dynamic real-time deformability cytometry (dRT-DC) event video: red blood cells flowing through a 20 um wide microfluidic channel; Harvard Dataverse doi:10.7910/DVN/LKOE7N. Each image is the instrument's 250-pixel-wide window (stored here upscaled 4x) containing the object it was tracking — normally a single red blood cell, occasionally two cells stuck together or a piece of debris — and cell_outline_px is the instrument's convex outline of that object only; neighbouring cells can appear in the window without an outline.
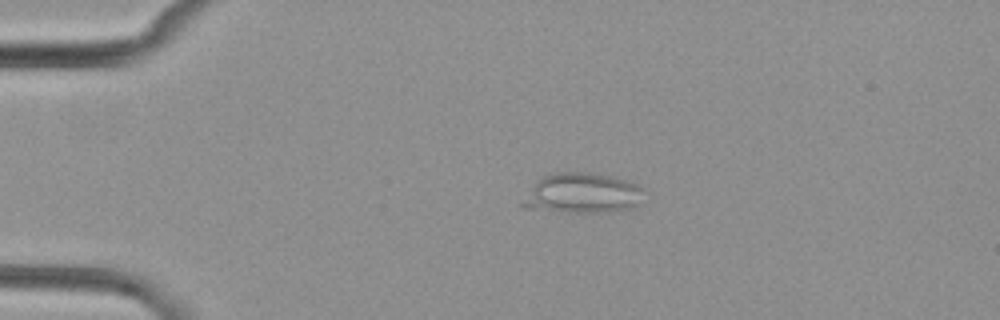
{"species": "common noctule bat (a hibernating species)", "species_latin": "Nyctalus noctula", "temperature_condition": "cold", "stored_images_in_passage": 5, "camera_frame_rate_fps": 3000, "um_per_image_px": 0.085, "animal": {"sex": "female", "body_mass_g": 29.2, "forearm_length_mm": 56.3}, "frame": {"image": 1, "passage_image": 2, "time_ms": 1.333, "image_size_px": [1000, 320], "cell_outline_px": [[644, 188], [636, 204], [632, 208], [604, 212], [568, 212], [520, 208], [520, 204], [536, 184], [544, 176], [556, 172], [588, 172], [612, 176], [636, 184]], "centroid_in_image_um": [49.48, 16.43], "position_along_channel_um": 35.5, "area_um2": 27.92}}
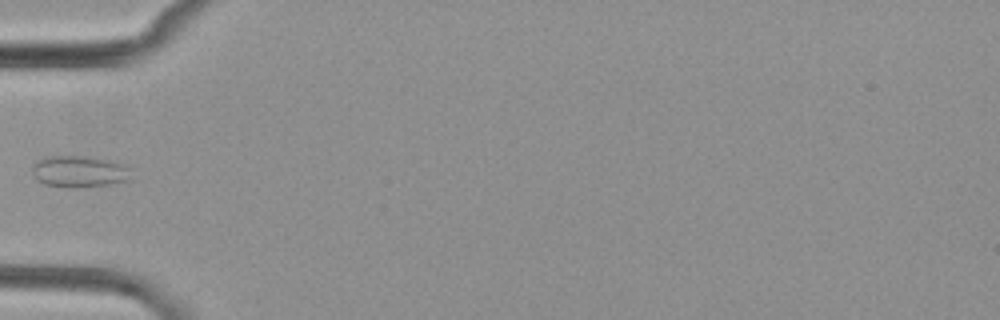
{"frame": {"image": 2, "passage_image": 4, "time_ms": 3.667, "image_size_px": [1000, 320], "cell_outline_px": [[128, 180], [108, 184], [76, 188], [72, 188], [44, 184], [36, 180], [32, 172], [32, 164], [36, 160], [44, 156], [92, 156], [112, 160], [124, 164], [128, 168]], "centroid_in_image_um": [6.67, 14.56], "position_along_channel_um": 78.3, "area_um2": 18.38}}
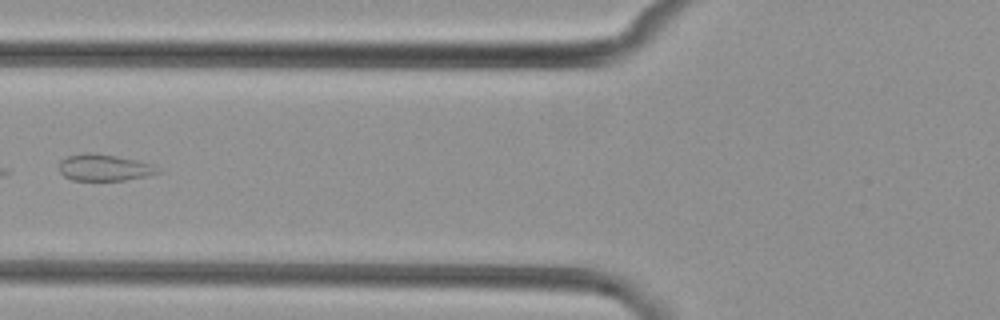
{"frame": {"image": 3, "passage_image": 5, "time_ms": 4.667, "image_size_px": [1000, 320], "cell_outline_px": [[160, 172], [144, 176], [124, 180], [72, 180], [64, 176], [60, 172], [60, 160], [68, 156], [88, 152], [116, 156], [136, 160], [152, 164], [160, 168]], "centroid_in_image_um": [8.85, 14.24], "position_along_channel_um": 117.0, "area_um2": 15.09}}